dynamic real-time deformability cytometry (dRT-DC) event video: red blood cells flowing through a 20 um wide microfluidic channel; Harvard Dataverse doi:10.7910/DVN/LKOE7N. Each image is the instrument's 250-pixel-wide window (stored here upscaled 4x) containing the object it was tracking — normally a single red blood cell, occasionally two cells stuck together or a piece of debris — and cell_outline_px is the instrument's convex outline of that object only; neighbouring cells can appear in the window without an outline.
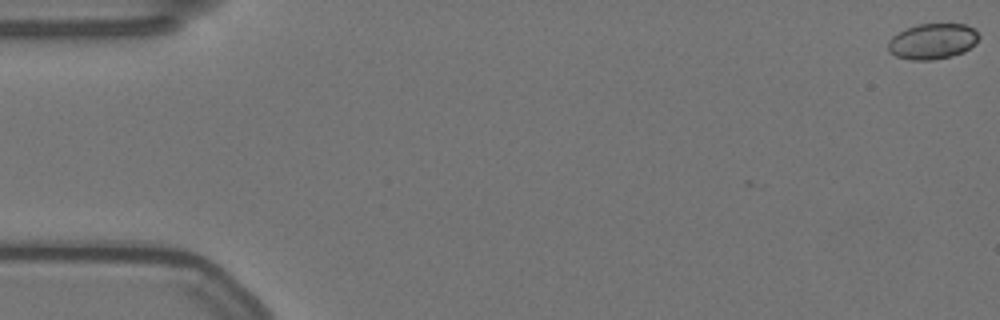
{"species": "Egyptian fruit bat (a non-hibernating species)", "species_latin": "Rousettus aegyptiacus", "temperature_condition": "warm", "stored_images_in_passage": 4, "camera_frame_rate_fps": 3000, "um_per_image_px": 0.085, "animal": {"sex": "female"}, "frame": {"image": 1, "passage_image": 1, "time_ms": 0.0, "image_size_px": [1000, 320], "cell_outline_px": [[980, 36], [964, 52], [952, 56], [932, 60], [908, 60], [896, 56], [888, 52], [888, 40], [892, 36], [908, 28], [920, 24], [964, 24], [972, 28]], "centroid_in_image_um": [79.22, 3.53], "position_along_channel_um": 5.8, "area_um2": 18.67}}